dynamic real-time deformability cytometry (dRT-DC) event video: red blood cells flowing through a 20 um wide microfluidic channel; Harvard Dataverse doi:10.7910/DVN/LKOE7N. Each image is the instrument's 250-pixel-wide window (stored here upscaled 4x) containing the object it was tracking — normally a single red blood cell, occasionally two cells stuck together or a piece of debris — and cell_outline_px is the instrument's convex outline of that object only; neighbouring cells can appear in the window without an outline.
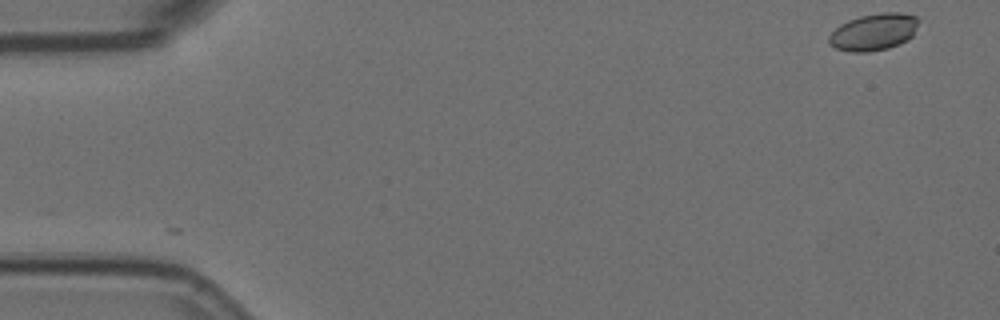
{"species": "Egyptian fruit bat (a non-hibernating species)", "species_latin": "Rousettus aegyptiacus", "temperature_condition": "room temperature", "stored_images_in_passage": 16, "camera_frame_rate_fps": 3000, "um_per_image_px": 0.085, "animal": {"sex": "female"}, "frame": {"image": 1, "passage_image": 1, "time_ms": 0.0, "image_size_px": [1000, 320], "cell_outline_px": [[920, 20], [912, 36], [908, 40], [888, 48], [868, 52], [848, 52], [836, 48], [828, 44], [828, 36], [840, 24], [848, 20], [860, 16], [880, 12], [900, 12], [916, 16]], "centroid_in_image_um": [74.26, 2.71], "position_along_channel_um": 10.7, "area_um2": 19.48}}
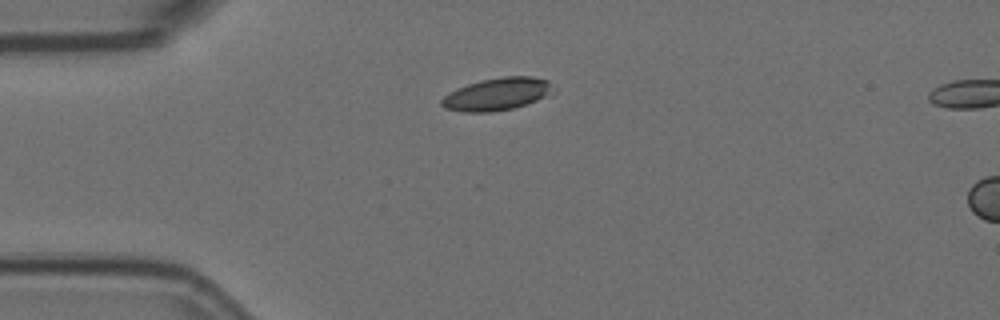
{"frame": {"image": 2, "passage_image": 13, "time_ms": 4.0, "image_size_px": [1000, 320], "cell_outline_px": [[556, 92], [552, 96], [512, 108], [492, 112], [464, 112], [444, 108], [440, 104], [440, 100], [448, 92], [456, 88], [480, 80], [500, 76], [532, 76], [548, 80]], "centroid_in_image_um": [42.28, 7.99], "position_along_channel_um": 42.7, "area_um2": 21.56}}